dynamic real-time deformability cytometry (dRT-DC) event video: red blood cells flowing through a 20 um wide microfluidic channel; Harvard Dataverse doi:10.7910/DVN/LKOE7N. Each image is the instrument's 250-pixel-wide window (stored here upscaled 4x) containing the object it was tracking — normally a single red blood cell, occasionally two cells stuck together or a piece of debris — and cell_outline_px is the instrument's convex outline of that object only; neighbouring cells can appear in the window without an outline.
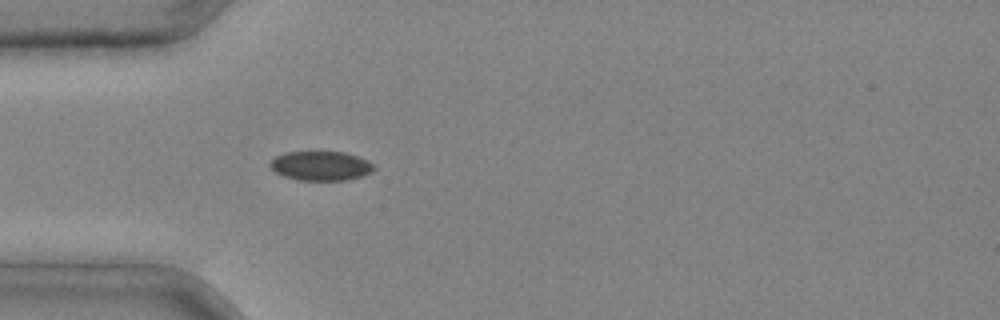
{"species": "common noctule bat (a hibernating species)", "species_latin": "Nyctalus noctula", "temperature_condition": "cold", "stored_images_in_passage": 4, "camera_frame_rate_fps": 3000, "um_per_image_px": 0.085, "animal": {"sex": "male", "body_mass_g": 20.4}, "frame": {"image": 1, "passage_image": 4, "time_ms": 1.0, "image_size_px": [1000, 320], "cell_outline_px": [[376, 168], [372, 172], [360, 176], [344, 180], [296, 180], [284, 176], [276, 172], [268, 164], [276, 156], [288, 152], [344, 152], [368, 160], [376, 164]], "centroid_in_image_um": [27.3, 14.1], "position_along_channel_um": 57.7, "area_um2": 17.69}}